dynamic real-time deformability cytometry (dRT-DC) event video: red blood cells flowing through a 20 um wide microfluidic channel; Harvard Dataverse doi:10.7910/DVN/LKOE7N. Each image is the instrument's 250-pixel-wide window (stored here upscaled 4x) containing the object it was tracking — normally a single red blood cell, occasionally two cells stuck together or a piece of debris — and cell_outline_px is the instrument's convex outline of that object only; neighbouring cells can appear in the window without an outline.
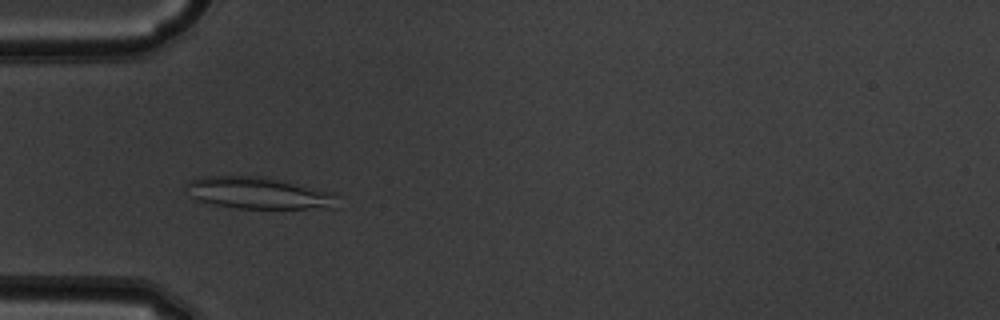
{"species": "common noctule bat (a hibernating species)", "species_latin": "Nyctalus noctula", "temperature_condition": "warm", "stored_images_in_passage": 43, "camera_frame_rate_fps": 3000, "um_per_image_px": 0.085, "animal": {"sex": "male", "body_mass_g": 19.5, "forearm_length_mm": 54.6}, "frame": {"image": 1, "passage_image": 8, "time_ms": 2.333, "image_size_px": [1000, 320], "cell_outline_px": [[320, 196], [316, 204], [300, 208], [244, 208], [220, 204], [204, 200], [196, 184], [204, 180], [264, 180], [288, 184], [312, 192]], "centroid_in_image_um": [21.77, 16.5], "position_along_channel_um": 63.2, "area_um2": 20.0}}
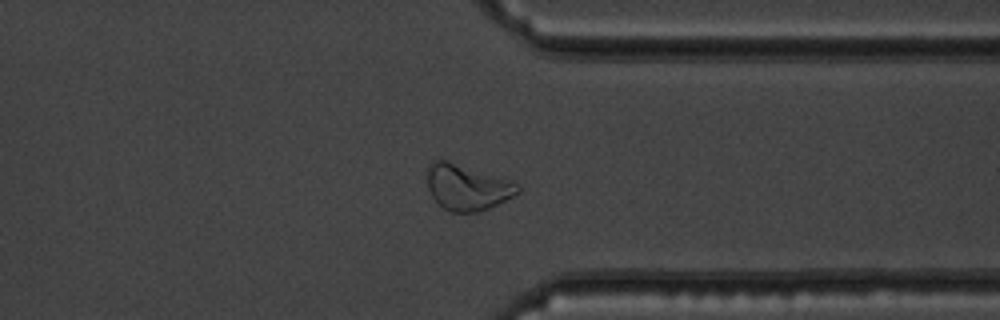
{"frame": {"image": 2, "passage_image": 32, "time_ms": 10.333, "image_size_px": [1000, 320], "cell_outline_px": [[520, 188], [512, 196], [504, 200], [484, 208], [472, 212], [452, 212], [444, 208], [436, 200], [428, 184], [428, 176], [432, 168], [440, 160], [444, 160]], "centroid_in_image_um": [39.62, 16.0], "position_along_channel_um": 371.8, "area_um2": 21.27}}
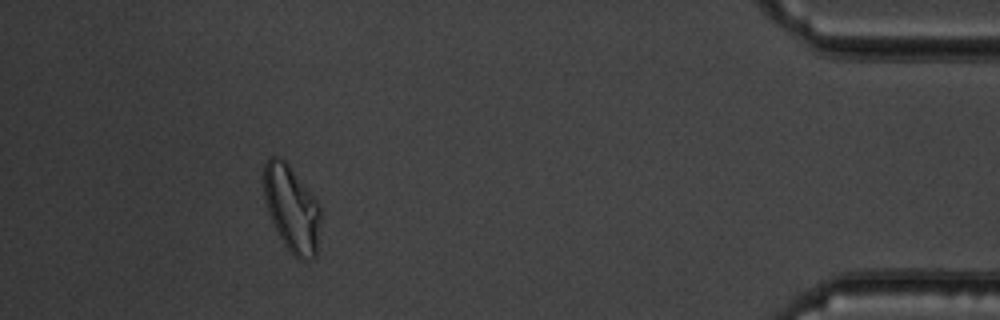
{"frame": {"image": 3, "passage_image": 39, "time_ms": 12.667, "image_size_px": [1000, 320], "cell_outline_px": [[316, 248], [312, 252], [292, 252], [288, 248], [276, 228], [264, 192], [264, 168], [268, 160], [272, 156], [280, 160], [288, 168], [316, 204]], "centroid_in_image_um": [24.67, 17.62], "position_along_channel_um": 410.5, "area_um2": 24.16}, "authors_computed_cell_mechanics": {"area_um2": 19.3052, "velocity_mm_per_s": 3.9017, "shape_relaxation_time_tau1_ms": null, "shape_relaxation_time_tau2_ms": 4.4746, "deformation_change_tau1": null, "deformation_change_tau2": 0.0876}}